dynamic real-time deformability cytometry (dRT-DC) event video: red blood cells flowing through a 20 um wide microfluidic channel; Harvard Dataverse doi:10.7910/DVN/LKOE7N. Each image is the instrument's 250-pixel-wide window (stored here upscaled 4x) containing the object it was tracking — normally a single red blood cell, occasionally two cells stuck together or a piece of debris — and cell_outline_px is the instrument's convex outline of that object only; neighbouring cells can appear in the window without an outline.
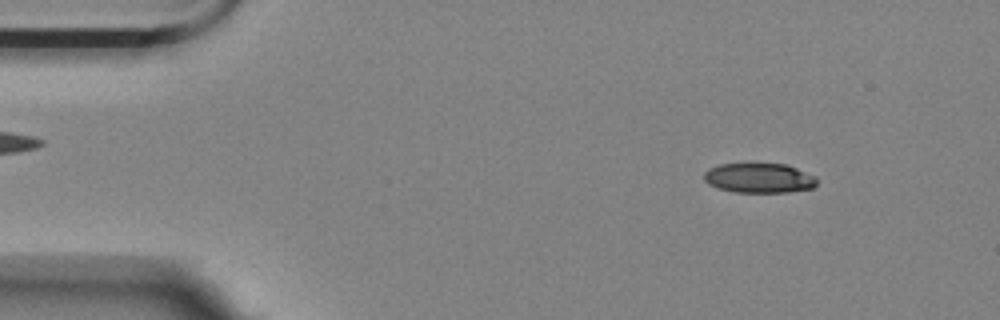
{"species": "Egyptian fruit bat (a non-hibernating species)", "species_latin": "Rousettus aegyptiacus", "temperature_condition": "room temperature", "stored_images_in_passage": 56, "camera_frame_rate_fps": 3000, "um_per_image_px": 0.085, "animal": {"sex": "female"}, "frame": {"image": 1, "passage_image": 6, "time_ms": 1.667, "image_size_px": [1000, 320], "cell_outline_px": [[816, 184], [812, 188], [788, 192], [736, 192], [720, 188], [708, 184], [704, 180], [704, 172], [708, 168], [720, 164], [748, 160], [756, 160], [784, 164], [796, 168], [816, 176]], "centroid_in_image_um": [64.48, 15.06], "position_along_channel_um": 20.5, "area_um2": 20.46}}
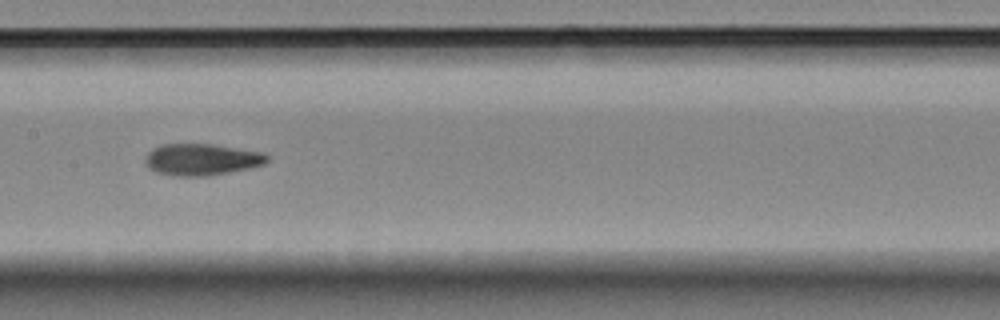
{"frame": {"image": 2, "passage_image": 27, "time_ms": 8.667, "image_size_px": [1000, 320], "cell_outline_px": [[268, 160], [264, 164], [248, 168], [208, 176], [172, 176], [156, 172], [148, 168], [144, 160], [148, 152], [152, 148], [164, 144], [208, 144], [260, 152], [268, 156]], "centroid_in_image_um": [17.07, 13.57], "position_along_channel_um": 190.3, "area_um2": 22.25}}
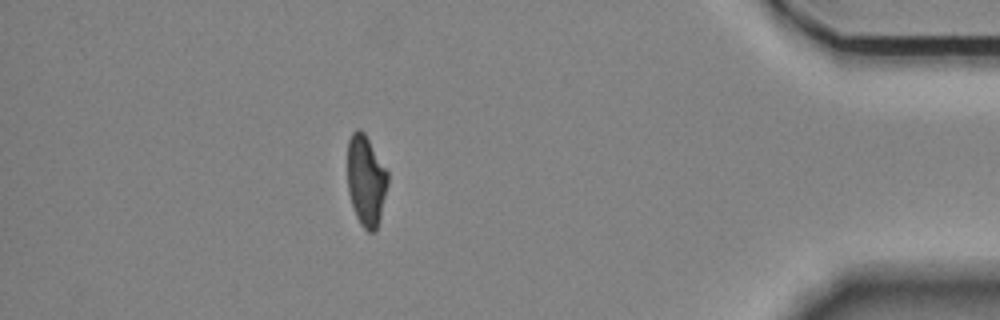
{"frame": {"image": 3, "passage_image": 49, "time_ms": 16.0, "image_size_px": [1000, 320], "cell_outline_px": [[388, 184], [376, 232], [368, 232], [360, 224], [356, 216], [348, 192], [348, 140], [352, 132], [356, 128], [360, 128], [364, 132], [388, 172]], "centroid_in_image_um": [31.11, 15.34], "position_along_channel_um": 404.1, "area_um2": 21.27}, "authors_computed_cell_mechanics": {"area_um2": 22.0507, "velocity_mm_per_s": 3.5349, "shape_relaxation_time_tau1_ms": 7.7344, "shape_relaxation_time_tau2_ms": 3.6681, "deformation_change_tau1": 0.2104, "deformation_change_tau2": 0.0981}}